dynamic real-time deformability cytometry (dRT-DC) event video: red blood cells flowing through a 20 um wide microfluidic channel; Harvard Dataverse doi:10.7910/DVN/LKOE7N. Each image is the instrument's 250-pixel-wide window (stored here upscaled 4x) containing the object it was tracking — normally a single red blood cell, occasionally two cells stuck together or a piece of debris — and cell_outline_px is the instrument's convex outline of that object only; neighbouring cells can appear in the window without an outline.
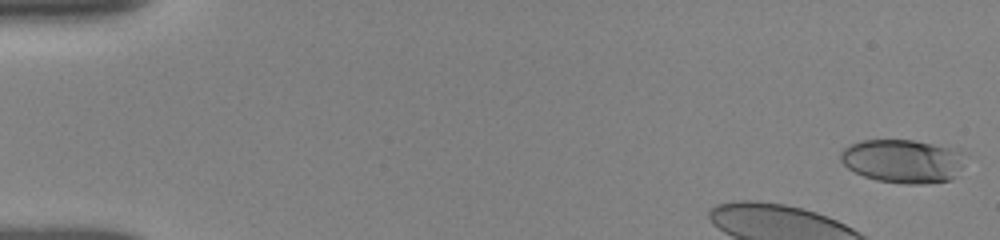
{"species": "human", "species_latin": "Homo sapiens", "temperature_condition": "room temperature", "stored_images_in_passage": 15, "camera_frame_rate_fps": 3000, "um_per_image_px": 0.085, "donor": {"sex": "female"}, "frame": {"image": 1, "passage_image": 1, "time_ms": 0.0, "image_size_px": [1000, 240], "cell_outline_px": [[960, 152], [956, 176], [952, 180], [920, 184], [904, 184], [876, 180], [864, 176], [848, 168], [840, 160], [840, 152], [848, 144], [860, 140], [912, 140], [960, 148]], "centroid_in_image_um": [76.66, 13.68], "position_along_channel_um": 8.3, "area_um2": 31.44}}